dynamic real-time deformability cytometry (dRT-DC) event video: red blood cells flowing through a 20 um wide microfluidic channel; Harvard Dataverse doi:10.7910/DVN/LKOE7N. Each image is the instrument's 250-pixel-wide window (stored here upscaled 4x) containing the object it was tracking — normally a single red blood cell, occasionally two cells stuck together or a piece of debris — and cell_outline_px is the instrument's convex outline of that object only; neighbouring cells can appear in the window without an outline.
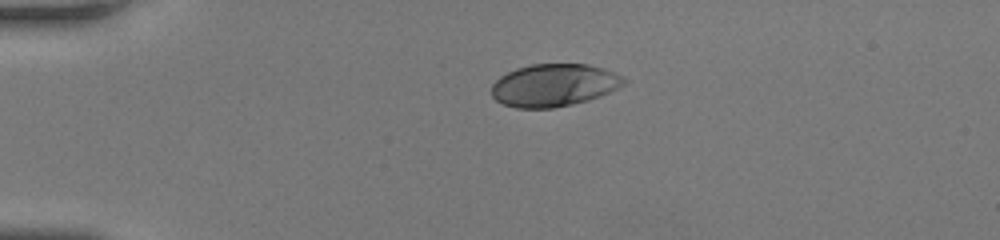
{"species": "human", "species_latin": "Homo sapiens", "temperature_condition": "room temperature", "stored_images_in_passage": 38, "camera_frame_rate_fps": 3000, "um_per_image_px": 0.085, "donor": {"sex": "female"}, "frame": {"image": 1, "passage_image": 1, "time_ms": 0.0, "image_size_px": [1000, 240], "cell_outline_px": [[628, 80], [624, 84], [600, 96], [588, 100], [572, 104], [552, 108], [516, 108], [504, 104], [496, 100], [492, 96], [492, 84], [500, 76], [516, 68], [532, 64], [588, 64], [604, 68], [624, 76]], "centroid_in_image_um": [47.09, 7.23], "position_along_channel_um": 37.9, "area_um2": 32.83}}
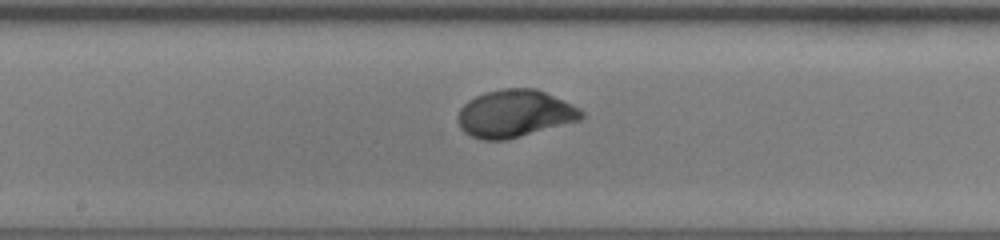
{"frame": {"image": 2, "passage_image": 16, "time_ms": 5.0, "image_size_px": [1000, 240], "cell_outline_px": [[584, 116], [580, 120], [508, 140], [480, 140], [464, 132], [460, 128], [456, 120], [456, 116], [460, 108], [468, 100], [484, 92], [504, 88], [536, 88], [564, 100], [580, 108], [584, 112]], "centroid_in_image_um": [43.73, 9.66], "position_along_channel_um": 204.5, "area_um2": 34.51}}
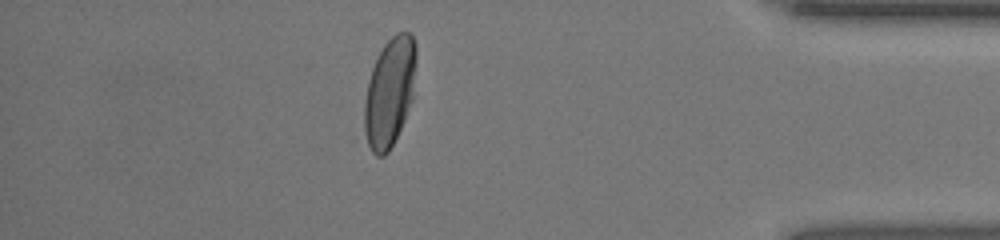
{"frame": {"image": 3, "passage_image": 32, "time_ms": 10.333, "image_size_px": [1000, 240], "cell_outline_px": [[416, 64], [412, 100], [404, 120], [388, 152], [384, 156], [376, 156], [360, 140], [360, 136], [364, 100], [368, 80], [372, 68], [384, 44], [396, 32], [408, 32], [412, 36], [416, 44]], "centroid_in_image_um": [33.05, 7.92], "position_along_channel_um": 402.2, "area_um2": 33.81}, "authors_computed_cell_mechanics": {"area_um2": 33.4373, "velocity_mm_per_s": 4.3269, "shape_relaxation_time_tau1_ms": 2.8402, "shape_relaxation_time_tau2_ms": null, "deformation_change_tau1": 0.1637, "deformation_change_tau2": null}}